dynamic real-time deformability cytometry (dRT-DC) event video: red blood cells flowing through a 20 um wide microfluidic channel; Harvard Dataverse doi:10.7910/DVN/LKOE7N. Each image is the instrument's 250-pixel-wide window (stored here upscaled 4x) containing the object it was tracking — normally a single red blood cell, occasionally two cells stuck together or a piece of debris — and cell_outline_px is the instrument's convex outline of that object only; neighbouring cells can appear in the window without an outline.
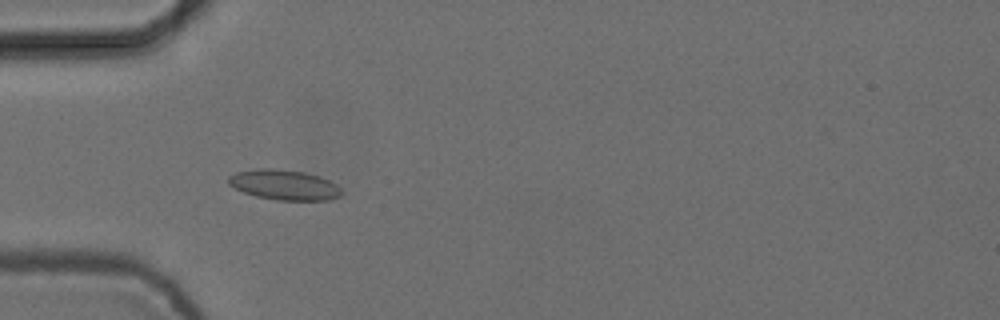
{"species": "common noctule bat (a hibernating species)", "species_latin": "Nyctalus noctula", "temperature_condition": "cold", "stored_images_in_passage": 6, "camera_frame_rate_fps": 3000, "um_per_image_px": 0.085, "animal": {"sex": "female", "body_mass_g": 24.6, "forearm_length_mm": 56.2}, "frame": {"image": 1, "passage_image": 5, "time_ms": 1.333, "image_size_px": [1000, 320], "cell_outline_px": [[344, 192], [340, 196], [328, 200], [276, 200], [256, 196], [244, 192], [228, 184], [228, 176], [236, 172], [256, 168], [272, 168], [304, 172], [320, 176], [336, 184]], "centroid_in_image_um": [24.16, 15.71], "position_along_channel_um": 60.8, "area_um2": 19.94}}
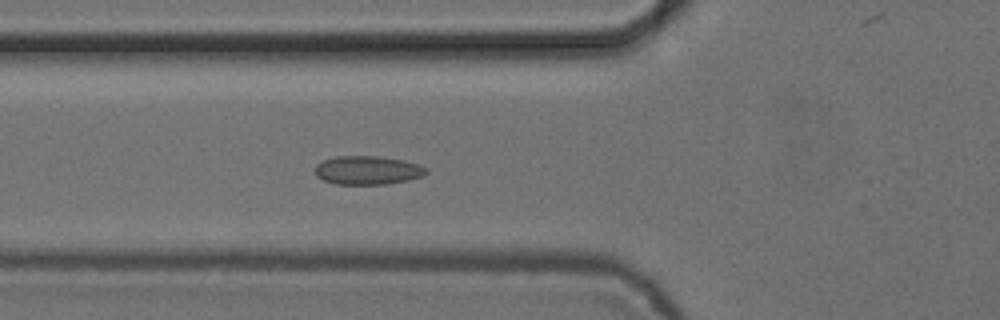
{"frame": {"image": 2, "passage_image": 6, "time_ms": 1.667, "image_size_px": [1000, 320], "cell_outline_px": [[428, 172], [424, 176], [408, 180], [388, 184], [336, 184], [324, 180], [316, 176], [316, 164], [324, 160], [336, 156], [376, 156], [404, 160], [420, 164], [428, 168]], "centroid_in_image_um": [31.3, 14.47], "position_along_channel_um": 94.5, "area_um2": 18.67}}